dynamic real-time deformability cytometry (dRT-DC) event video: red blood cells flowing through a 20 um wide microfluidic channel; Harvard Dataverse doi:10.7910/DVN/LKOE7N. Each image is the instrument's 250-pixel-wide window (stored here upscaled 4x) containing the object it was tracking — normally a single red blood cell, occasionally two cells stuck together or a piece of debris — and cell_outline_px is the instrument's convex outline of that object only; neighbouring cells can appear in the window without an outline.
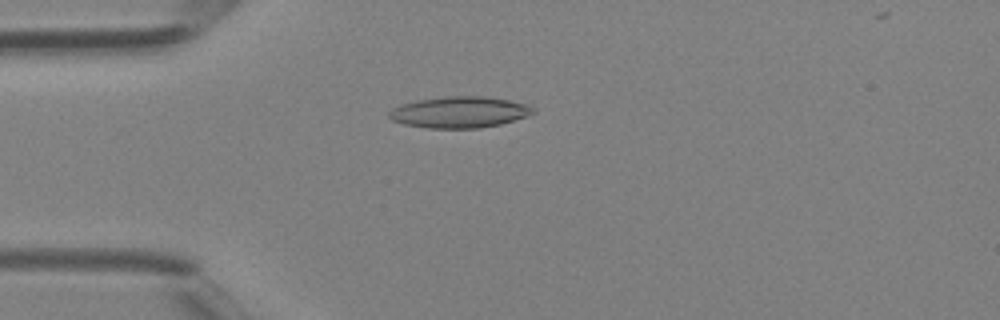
{"species": "Egyptian fruit bat (a non-hibernating species)", "species_latin": "Rousettus aegyptiacus", "temperature_condition": "room temperature", "stored_images_in_passage": 40, "camera_frame_rate_fps": 3000, "um_per_image_px": 0.085, "animal": {"sex": "female"}, "frame": {"image": 1, "passage_image": 8, "time_ms": 2.333, "image_size_px": [1000, 320], "cell_outline_px": [[536, 112], [528, 116], [500, 124], [480, 128], [424, 128], [404, 124], [392, 120], [388, 116], [388, 112], [392, 108], [400, 104], [416, 100], [448, 96], [484, 96], [508, 100], [524, 104], [536, 108]], "centroid_in_image_um": [39.03, 9.54], "position_along_channel_um": 46.0, "area_um2": 26.36}}
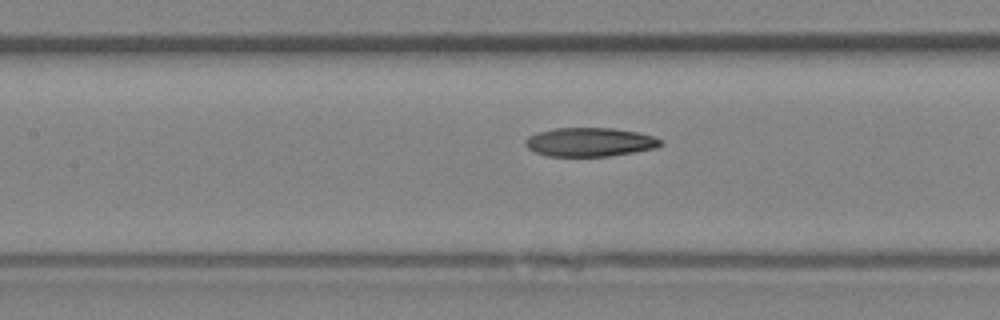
{"frame": {"image": 2, "passage_image": 16, "time_ms": 5.0, "image_size_px": [1000, 320], "cell_outline_px": [[664, 144], [656, 148], [612, 156], [548, 156], [536, 152], [528, 148], [524, 144], [524, 140], [528, 136], [536, 132], [556, 128], [616, 128], [640, 132], [652, 136], [660, 140]], "centroid_in_image_um": [50.13, 12.07], "position_along_channel_um": 157.3, "area_um2": 22.89}}
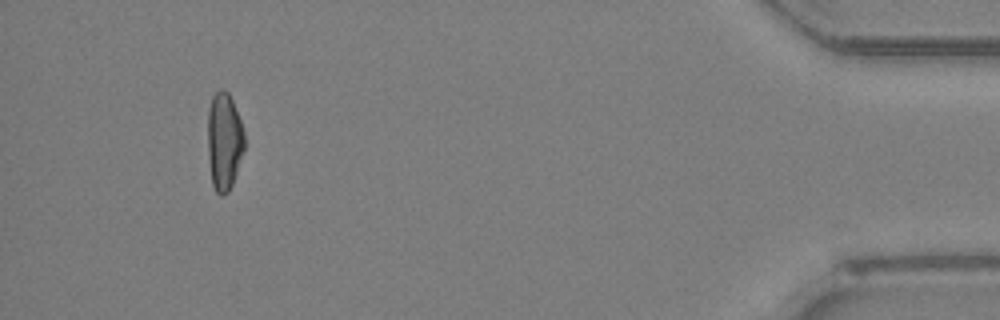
{"frame": {"image": 3, "passage_image": 37, "time_ms": 12.0, "image_size_px": [1000, 320], "cell_outline_px": [[244, 148], [232, 184], [228, 192], [224, 196], [220, 196], [216, 192], [212, 184], [208, 156], [208, 108], [212, 96], [220, 88], [224, 88], [228, 92], [232, 100], [240, 120], [244, 132]], "centroid_in_image_um": [19.04, 11.99], "position_along_channel_um": 416.2, "area_um2": 20.87}}